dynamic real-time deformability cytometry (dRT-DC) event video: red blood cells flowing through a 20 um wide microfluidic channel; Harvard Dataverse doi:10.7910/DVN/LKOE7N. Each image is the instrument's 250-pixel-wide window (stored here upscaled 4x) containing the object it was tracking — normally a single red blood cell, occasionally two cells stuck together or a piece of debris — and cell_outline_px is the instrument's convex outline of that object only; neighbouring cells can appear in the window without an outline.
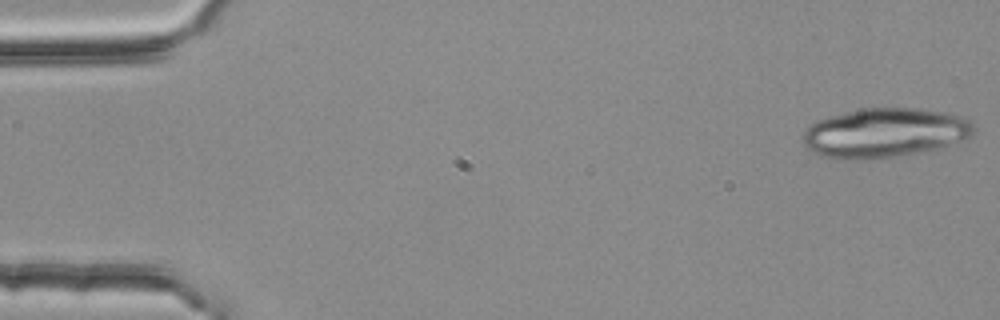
{"species": "common noctule bat (a hibernating species)", "species_latin": "Nyctalus noctula", "temperature_condition": "room temperature", "stored_images_in_passage": 21, "camera_frame_rate_fps": 3000, "um_per_image_px": 0.085, "animal": {"sex": "female", "body_mass_g": 25.1}, "frame": {"image": 1, "passage_image": 1, "time_ms": 0.0, "image_size_px": [1000, 320], "cell_outline_px": [[976, 132], [968, 140], [936, 148], [876, 160], [840, 160], [820, 156], [812, 152], [804, 144], [804, 132], [816, 120], [828, 116], [860, 108], [916, 108], [944, 112], [960, 116], [968, 120], [976, 128]], "centroid_in_image_um": [75.2, 11.3], "position_along_channel_um": 9.8, "area_um2": 49.65}}